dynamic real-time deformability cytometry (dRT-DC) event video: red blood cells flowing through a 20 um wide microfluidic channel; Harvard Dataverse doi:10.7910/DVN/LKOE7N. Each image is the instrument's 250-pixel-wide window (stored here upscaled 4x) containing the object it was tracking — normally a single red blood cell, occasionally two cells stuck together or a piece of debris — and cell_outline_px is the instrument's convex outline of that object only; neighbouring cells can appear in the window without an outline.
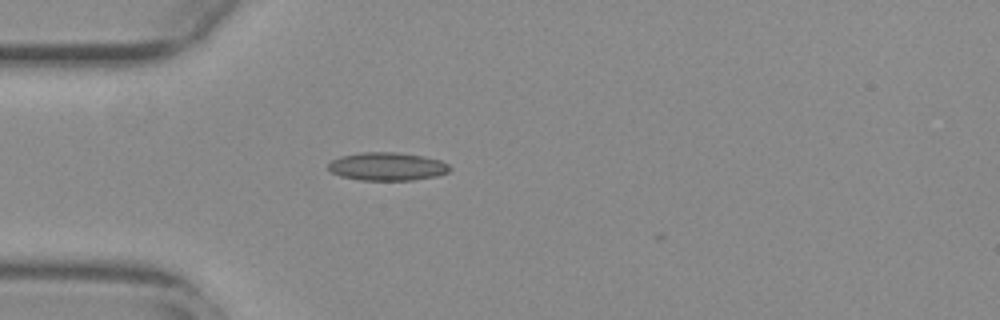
{"species": "common noctule bat (a hibernating species)", "species_latin": "Nyctalus noctula", "temperature_condition": "warm", "stored_images_in_passage": 35, "camera_frame_rate_fps": 3000, "um_per_image_px": 0.085, "animal": {"sex": "female", "body_mass_g": 29.2, "forearm_length_mm": 56.3}, "frame": {"image": 1, "passage_image": 1, "time_ms": 0.0, "image_size_px": [1000, 320], "cell_outline_px": [[452, 168], [448, 172], [436, 176], [412, 180], [360, 180], [340, 176], [332, 172], [328, 168], [328, 164], [332, 160], [340, 156], [360, 152], [396, 152], [424, 156], [440, 160], [448, 164]], "centroid_in_image_um": [32.91, 14.14], "position_along_channel_um": 52.1, "area_um2": 20.0}}
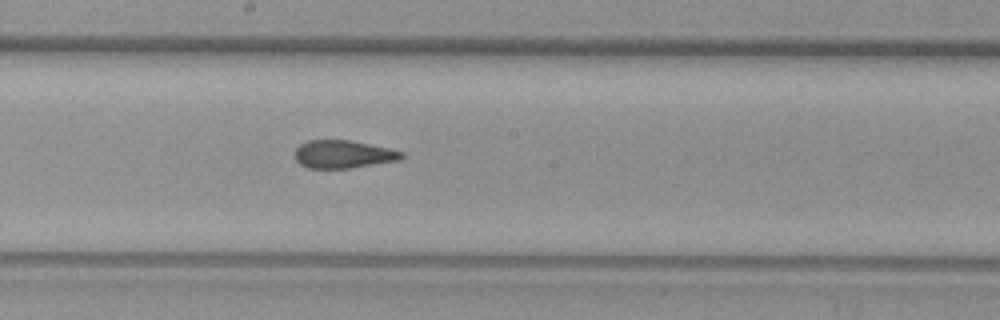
{"frame": {"image": 2, "passage_image": 15, "time_ms": 4.667, "image_size_px": [1000, 320], "cell_outline_px": [[404, 156], [400, 160], [348, 168], [308, 168], [300, 164], [296, 160], [296, 148], [300, 144], [308, 140], [352, 140], [388, 148], [404, 152]], "centroid_in_image_um": [29.18, 13.1], "position_along_channel_um": 219.0, "area_um2": 17.28}}
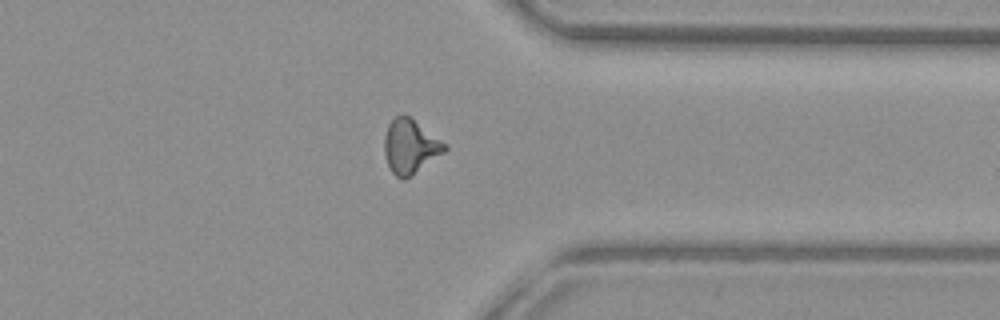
{"frame": {"image": 3, "passage_image": 28, "time_ms": 9.0, "image_size_px": [1000, 320], "cell_outline_px": [[448, 148], [444, 152], [412, 176], [404, 180], [396, 176], [392, 172], [388, 164], [384, 152], [384, 136], [388, 124], [396, 116], [408, 116], [448, 144]], "centroid_in_image_um": [34.88, 12.47], "position_along_channel_um": 376.5, "area_um2": 18.96}, "authors_computed_cell_mechanics": {"area_um2": 18.3226, "velocity_mm_per_s": 3.7763, "shape_relaxation_time_tau1_ms": null, "shape_relaxation_time_tau2_ms": 1.5229, "deformation_change_tau1": null, "deformation_change_tau2": 0.0711}}